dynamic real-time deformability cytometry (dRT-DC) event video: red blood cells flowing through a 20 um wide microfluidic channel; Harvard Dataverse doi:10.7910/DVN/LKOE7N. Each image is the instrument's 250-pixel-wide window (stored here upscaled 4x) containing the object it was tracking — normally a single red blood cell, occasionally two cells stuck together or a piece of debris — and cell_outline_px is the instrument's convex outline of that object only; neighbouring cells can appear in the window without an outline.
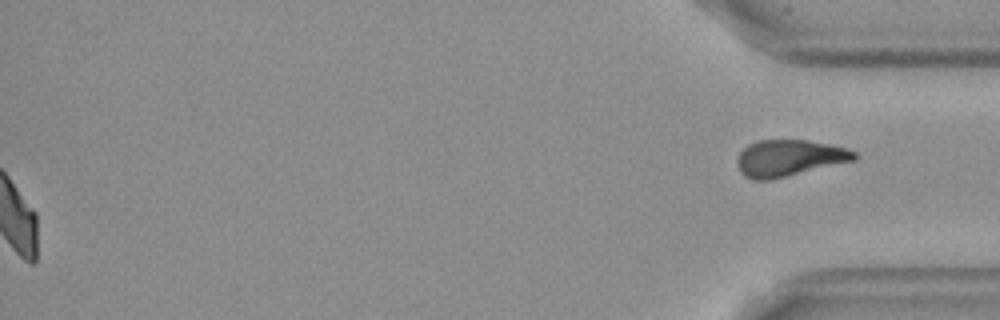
{"species": "Egyptian fruit bat (a non-hibernating species)", "species_latin": "Rousettus aegyptiacus", "temperature_condition": "cold", "stored_images_in_passage": 45, "segment_of_instrument_passage": [2, 2], "camera_frame_rate_fps": 3000, "um_per_image_px": 0.085, "frame": {"image": 1, "passage_image": 45, "time_ms": 14.667, "image_size_px": [1000, 320], "cell_outline_px": [[856, 160], [768, 180], [756, 180], [744, 176], [740, 172], [736, 160], [740, 152], [748, 144], [756, 140], [808, 140], [848, 148], [856, 152]], "centroid_in_image_um": [67.06, 13.42], "position_along_channel_um": 368.1, "area_um2": 24.8}}